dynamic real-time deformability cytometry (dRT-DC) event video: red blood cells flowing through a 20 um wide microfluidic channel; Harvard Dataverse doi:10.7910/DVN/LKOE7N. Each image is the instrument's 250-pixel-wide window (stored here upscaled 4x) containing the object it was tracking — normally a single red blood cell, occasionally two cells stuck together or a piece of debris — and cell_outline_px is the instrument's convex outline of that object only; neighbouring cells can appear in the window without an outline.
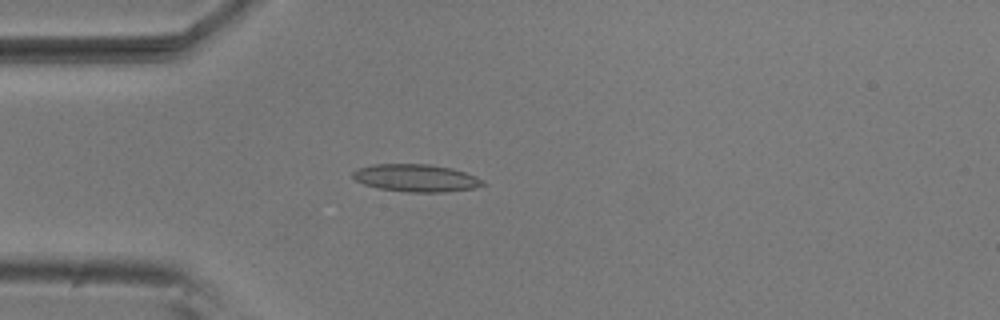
{"species": "common noctule bat (a hibernating species)", "species_latin": "Nyctalus noctula", "temperature_condition": "room temperature", "stored_images_in_passage": 4, "camera_frame_rate_fps": 3000, "um_per_image_px": 0.085, "animal": {"sex": "male", "body_mass_g": 20.5, "forearm_length_mm": 52.5}, "frame": {"image": 1, "passage_image": 3, "time_ms": 0.667, "image_size_px": [1000, 320], "cell_outline_px": [[488, 184], [476, 188], [444, 192], [408, 192], [380, 188], [364, 184], [356, 180], [352, 176], [352, 172], [356, 168], [372, 164], [428, 164], [452, 168], [476, 176], [484, 180]], "centroid_in_image_um": [35.39, 15.12], "position_along_channel_um": 49.6, "area_um2": 20.98}}